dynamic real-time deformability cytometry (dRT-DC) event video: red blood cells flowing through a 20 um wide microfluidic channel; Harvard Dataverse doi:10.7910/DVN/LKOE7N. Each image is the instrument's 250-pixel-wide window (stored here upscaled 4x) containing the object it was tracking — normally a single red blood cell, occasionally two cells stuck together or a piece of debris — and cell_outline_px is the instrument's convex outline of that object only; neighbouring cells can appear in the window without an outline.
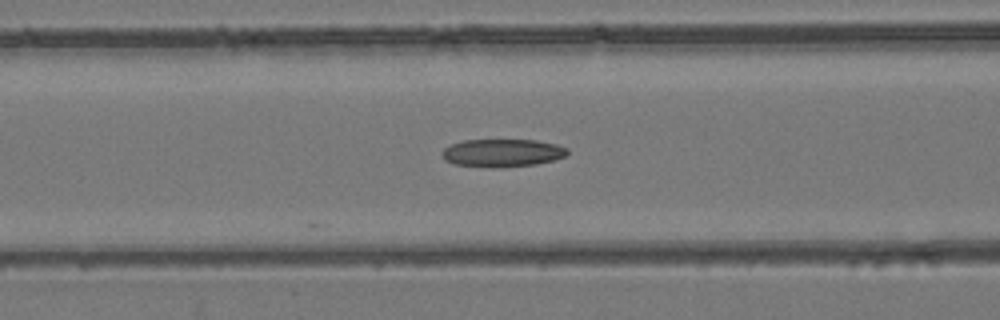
{"species": "common noctule bat (a hibernating species)", "species_latin": "Nyctalus noctula", "temperature_condition": "room temperature", "stored_images_in_passage": 7, "camera_frame_rate_fps": 3000, "um_per_image_px": 0.085, "animal": {"sex": "female", "body_mass_g": 24.6, "forearm_length_mm": 56.2}, "frame": {"image": 1, "passage_image": 7, "time_ms": 2.0, "image_size_px": [1000, 320], "cell_outline_px": [[568, 152], [564, 156], [552, 160], [536, 164], [500, 168], [456, 164], [444, 160], [444, 148], [452, 144], [464, 140], [536, 140], [556, 144], [568, 148]], "centroid_in_image_um": [42.73, 12.99], "position_along_channel_um": 123.9, "area_um2": 20.11}}